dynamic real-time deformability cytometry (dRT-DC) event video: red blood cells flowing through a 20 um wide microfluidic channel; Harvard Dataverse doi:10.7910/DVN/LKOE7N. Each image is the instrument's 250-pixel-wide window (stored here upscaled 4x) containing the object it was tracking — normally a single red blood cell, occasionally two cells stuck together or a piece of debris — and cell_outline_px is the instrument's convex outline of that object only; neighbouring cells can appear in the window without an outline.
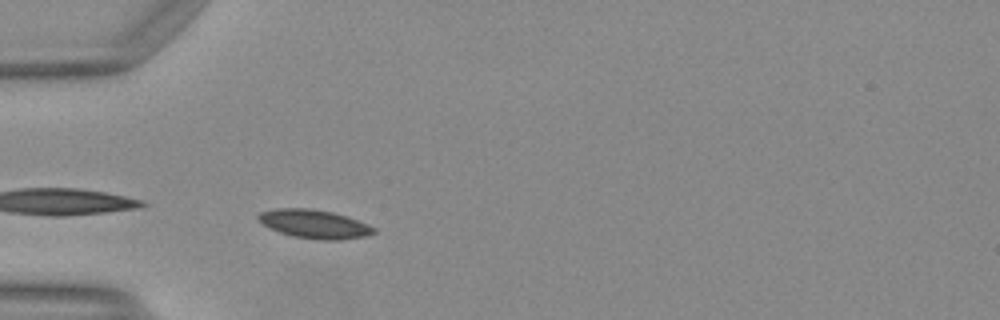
{"species": "Egyptian fruit bat (a non-hibernating species)", "species_latin": "Rousettus aegyptiacus", "temperature_condition": "warm", "stored_images_in_passage": 17, "camera_frame_rate_fps": 3000, "um_per_image_px": 0.085, "animal": {"sex": "female"}, "frame": {"image": 1, "passage_image": 1, "time_ms": 0.0, "image_size_px": [1000, 320], "cell_outline_px": [[376, 232], [368, 236], [340, 240], [320, 240], [292, 236], [268, 228], [256, 216], [260, 212], [276, 208], [312, 208], [332, 212], [368, 224], [376, 228]], "centroid_in_image_um": [26.73, 19.05], "position_along_channel_um": 58.3, "area_um2": 19.31}}
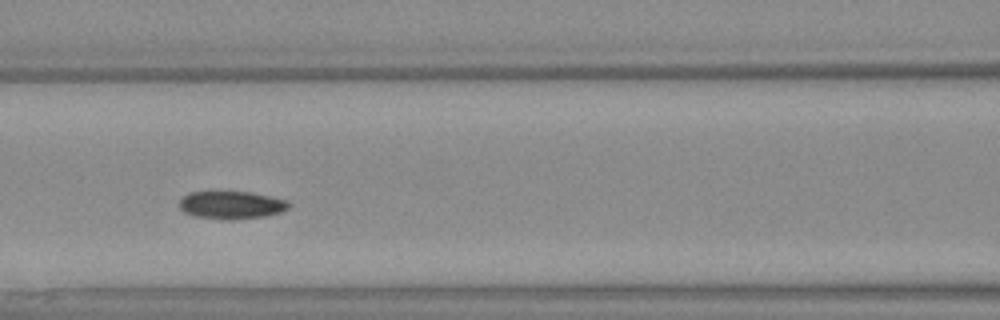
{"frame": {"image": 2, "passage_image": 8, "time_ms": 2.333, "image_size_px": [1000, 320], "cell_outline_px": [[288, 208], [280, 212], [264, 216], [232, 220], [192, 216], [184, 212], [180, 208], [180, 200], [188, 192], [212, 188], [252, 192], [272, 196], [288, 200]], "centroid_in_image_um": [19.61, 17.36], "position_along_channel_um": 147.0, "area_um2": 18.61}}